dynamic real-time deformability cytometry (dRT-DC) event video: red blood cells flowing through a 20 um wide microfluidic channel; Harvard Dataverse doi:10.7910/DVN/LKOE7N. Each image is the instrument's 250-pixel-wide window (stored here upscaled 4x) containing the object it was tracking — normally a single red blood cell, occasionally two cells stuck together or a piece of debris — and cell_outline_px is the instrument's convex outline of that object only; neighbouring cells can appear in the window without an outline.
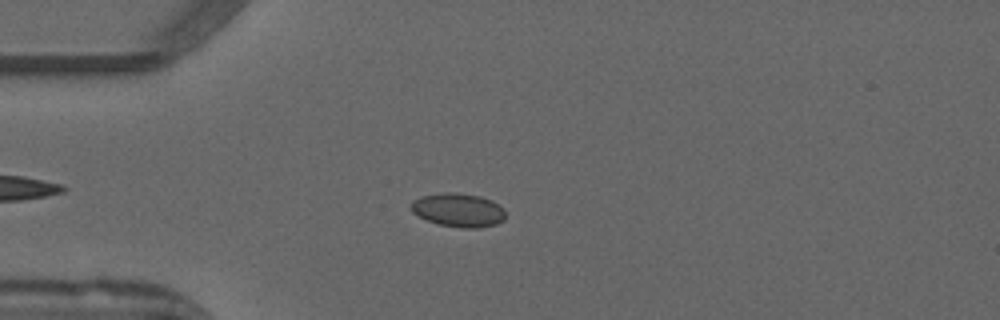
{"species": "common noctule bat (a hibernating species)", "species_latin": "Nyctalus noctula", "temperature_condition": "warm", "stored_images_in_passage": 40, "camera_frame_rate_fps": 3000, "um_per_image_px": 0.085, "animal": {"sex": "male", "forearm_length_mm": 52.5}, "frame": {"image": 1, "passage_image": 11, "time_ms": 3.333, "image_size_px": [1000, 320], "cell_outline_px": [[504, 220], [496, 224], [480, 228], [464, 228], [440, 224], [428, 220], [412, 212], [412, 200], [420, 196], [444, 192], [456, 192], [480, 196], [492, 200], [504, 208]], "centroid_in_image_um": [38.98, 17.84], "position_along_channel_um": 46.0, "area_um2": 18.5}}
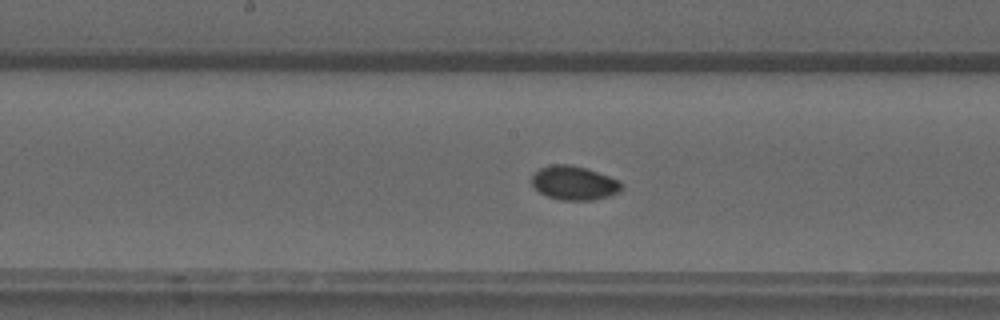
{"frame": {"image": 2, "passage_image": 24, "time_ms": 7.667, "image_size_px": [1000, 320], "cell_outline_px": [[624, 188], [620, 192], [608, 196], [592, 200], [560, 200], [548, 196], [540, 192], [532, 184], [532, 172], [540, 168], [552, 164], [568, 164], [588, 168], [608, 176], [616, 180]], "centroid_in_image_um": [48.78, 15.54], "position_along_channel_um": 199.4, "area_um2": 17.74}}
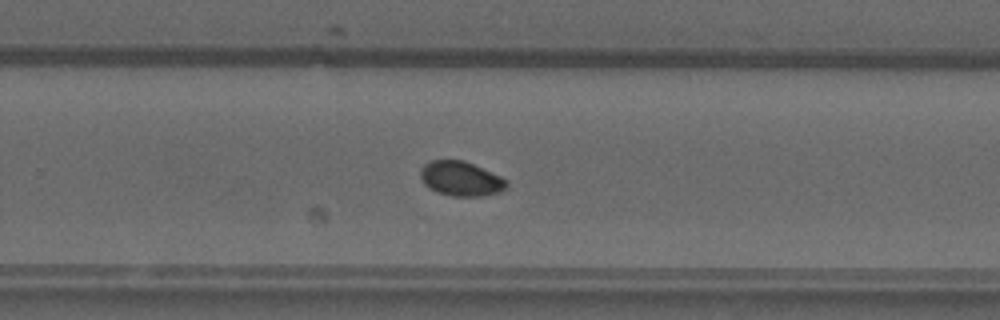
{"frame": {"image": 3, "passage_image": 31, "time_ms": 10.0, "image_size_px": [1000, 320], "cell_outline_px": [[508, 188], [500, 192], [480, 196], [452, 196], [436, 192], [428, 188], [424, 184], [420, 176], [420, 168], [424, 164], [432, 160], [464, 160], [500, 176], [508, 180]], "centroid_in_image_um": [39.17, 15.19], "position_along_channel_um": 290.6, "area_um2": 17.51}}